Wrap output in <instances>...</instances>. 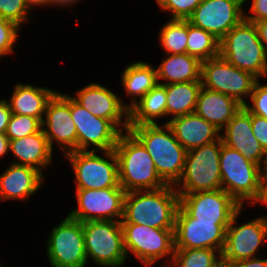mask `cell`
<instances>
[{"mask_svg":"<svg viewBox=\"0 0 267 267\" xmlns=\"http://www.w3.org/2000/svg\"><path fill=\"white\" fill-rule=\"evenodd\" d=\"M47 256L52 267H86L83 223L66 216L47 239Z\"/></svg>","mask_w":267,"mask_h":267,"instance_id":"cell-10","label":"cell"},{"mask_svg":"<svg viewBox=\"0 0 267 267\" xmlns=\"http://www.w3.org/2000/svg\"><path fill=\"white\" fill-rule=\"evenodd\" d=\"M42 129V121L32 116L12 114L5 131L9 140H16Z\"/></svg>","mask_w":267,"mask_h":267,"instance_id":"cell-33","label":"cell"},{"mask_svg":"<svg viewBox=\"0 0 267 267\" xmlns=\"http://www.w3.org/2000/svg\"><path fill=\"white\" fill-rule=\"evenodd\" d=\"M121 84L126 90L127 97L132 96V102L127 104V108L130 109L158 84L156 68L144 61L131 63L122 72Z\"/></svg>","mask_w":267,"mask_h":267,"instance_id":"cell-27","label":"cell"},{"mask_svg":"<svg viewBox=\"0 0 267 267\" xmlns=\"http://www.w3.org/2000/svg\"><path fill=\"white\" fill-rule=\"evenodd\" d=\"M160 29L159 42L165 54L187 53V19H169Z\"/></svg>","mask_w":267,"mask_h":267,"instance_id":"cell-32","label":"cell"},{"mask_svg":"<svg viewBox=\"0 0 267 267\" xmlns=\"http://www.w3.org/2000/svg\"><path fill=\"white\" fill-rule=\"evenodd\" d=\"M258 36L267 53V19L254 22Z\"/></svg>","mask_w":267,"mask_h":267,"instance_id":"cell-43","label":"cell"},{"mask_svg":"<svg viewBox=\"0 0 267 267\" xmlns=\"http://www.w3.org/2000/svg\"><path fill=\"white\" fill-rule=\"evenodd\" d=\"M222 144L220 137L212 143L187 151L182 176L174 185L178 194L222 189L219 161Z\"/></svg>","mask_w":267,"mask_h":267,"instance_id":"cell-5","label":"cell"},{"mask_svg":"<svg viewBox=\"0 0 267 267\" xmlns=\"http://www.w3.org/2000/svg\"><path fill=\"white\" fill-rule=\"evenodd\" d=\"M166 59L156 68L157 81L160 85L201 81V61L189 55L165 54ZM161 79L166 80L159 82Z\"/></svg>","mask_w":267,"mask_h":267,"instance_id":"cell-26","label":"cell"},{"mask_svg":"<svg viewBox=\"0 0 267 267\" xmlns=\"http://www.w3.org/2000/svg\"><path fill=\"white\" fill-rule=\"evenodd\" d=\"M87 260L101 267H121L127 260L120 221L83 222Z\"/></svg>","mask_w":267,"mask_h":267,"instance_id":"cell-7","label":"cell"},{"mask_svg":"<svg viewBox=\"0 0 267 267\" xmlns=\"http://www.w3.org/2000/svg\"><path fill=\"white\" fill-rule=\"evenodd\" d=\"M241 207L231 218L226 229L225 246L222 251V261L234 264L237 261L256 257L261 244L267 240V217L261 216L244 224L236 222ZM238 224V225H236Z\"/></svg>","mask_w":267,"mask_h":267,"instance_id":"cell-13","label":"cell"},{"mask_svg":"<svg viewBox=\"0 0 267 267\" xmlns=\"http://www.w3.org/2000/svg\"><path fill=\"white\" fill-rule=\"evenodd\" d=\"M222 189L242 207L256 197L262 167L246 160L237 150L224 144L220 151Z\"/></svg>","mask_w":267,"mask_h":267,"instance_id":"cell-8","label":"cell"},{"mask_svg":"<svg viewBox=\"0 0 267 267\" xmlns=\"http://www.w3.org/2000/svg\"><path fill=\"white\" fill-rule=\"evenodd\" d=\"M244 0H203L188 21L219 41L244 19Z\"/></svg>","mask_w":267,"mask_h":267,"instance_id":"cell-16","label":"cell"},{"mask_svg":"<svg viewBox=\"0 0 267 267\" xmlns=\"http://www.w3.org/2000/svg\"><path fill=\"white\" fill-rule=\"evenodd\" d=\"M180 207L192 218L205 222H230L242 207L223 189L179 194Z\"/></svg>","mask_w":267,"mask_h":267,"instance_id":"cell-18","label":"cell"},{"mask_svg":"<svg viewBox=\"0 0 267 267\" xmlns=\"http://www.w3.org/2000/svg\"><path fill=\"white\" fill-rule=\"evenodd\" d=\"M126 191L121 187L106 189H76L78 208L68 216L80 222L111 220L121 221L124 214Z\"/></svg>","mask_w":267,"mask_h":267,"instance_id":"cell-12","label":"cell"},{"mask_svg":"<svg viewBox=\"0 0 267 267\" xmlns=\"http://www.w3.org/2000/svg\"><path fill=\"white\" fill-rule=\"evenodd\" d=\"M44 176L34 167L11 163L0 174V200H29L43 185Z\"/></svg>","mask_w":267,"mask_h":267,"instance_id":"cell-21","label":"cell"},{"mask_svg":"<svg viewBox=\"0 0 267 267\" xmlns=\"http://www.w3.org/2000/svg\"><path fill=\"white\" fill-rule=\"evenodd\" d=\"M166 90V116L177 117L193 113L198 94L202 88L201 81L172 83L162 85Z\"/></svg>","mask_w":267,"mask_h":267,"instance_id":"cell-29","label":"cell"},{"mask_svg":"<svg viewBox=\"0 0 267 267\" xmlns=\"http://www.w3.org/2000/svg\"><path fill=\"white\" fill-rule=\"evenodd\" d=\"M251 105L245 103L243 105L251 114L267 119V84L261 85L259 80L253 87V92L250 95Z\"/></svg>","mask_w":267,"mask_h":267,"instance_id":"cell-37","label":"cell"},{"mask_svg":"<svg viewBox=\"0 0 267 267\" xmlns=\"http://www.w3.org/2000/svg\"><path fill=\"white\" fill-rule=\"evenodd\" d=\"M223 144L239 151L247 161L267 167V152L253 134L251 113L243 106L220 134Z\"/></svg>","mask_w":267,"mask_h":267,"instance_id":"cell-20","label":"cell"},{"mask_svg":"<svg viewBox=\"0 0 267 267\" xmlns=\"http://www.w3.org/2000/svg\"><path fill=\"white\" fill-rule=\"evenodd\" d=\"M30 10L25 0H0V18L15 23L20 28L30 18ZM29 16V17H28Z\"/></svg>","mask_w":267,"mask_h":267,"instance_id":"cell-34","label":"cell"},{"mask_svg":"<svg viewBox=\"0 0 267 267\" xmlns=\"http://www.w3.org/2000/svg\"><path fill=\"white\" fill-rule=\"evenodd\" d=\"M242 107L243 105L235 98L202 87L194 112L212 123L222 133L225 126Z\"/></svg>","mask_w":267,"mask_h":267,"instance_id":"cell-23","label":"cell"},{"mask_svg":"<svg viewBox=\"0 0 267 267\" xmlns=\"http://www.w3.org/2000/svg\"><path fill=\"white\" fill-rule=\"evenodd\" d=\"M71 151L65 154L73 168L76 189H106L120 186L118 160L114 150L103 151Z\"/></svg>","mask_w":267,"mask_h":267,"instance_id":"cell-9","label":"cell"},{"mask_svg":"<svg viewBox=\"0 0 267 267\" xmlns=\"http://www.w3.org/2000/svg\"><path fill=\"white\" fill-rule=\"evenodd\" d=\"M57 91L17 83L8 102L12 114L32 116L43 121L47 103Z\"/></svg>","mask_w":267,"mask_h":267,"instance_id":"cell-25","label":"cell"},{"mask_svg":"<svg viewBox=\"0 0 267 267\" xmlns=\"http://www.w3.org/2000/svg\"><path fill=\"white\" fill-rule=\"evenodd\" d=\"M251 123L254 136L267 152V119L251 114Z\"/></svg>","mask_w":267,"mask_h":267,"instance_id":"cell-38","label":"cell"},{"mask_svg":"<svg viewBox=\"0 0 267 267\" xmlns=\"http://www.w3.org/2000/svg\"><path fill=\"white\" fill-rule=\"evenodd\" d=\"M230 222H205L190 217L180 206L174 227L175 248H210L222 253Z\"/></svg>","mask_w":267,"mask_h":267,"instance_id":"cell-14","label":"cell"},{"mask_svg":"<svg viewBox=\"0 0 267 267\" xmlns=\"http://www.w3.org/2000/svg\"><path fill=\"white\" fill-rule=\"evenodd\" d=\"M113 150L118 160L119 183L126 192L168 185L158 175L148 151L129 130L120 133Z\"/></svg>","mask_w":267,"mask_h":267,"instance_id":"cell-2","label":"cell"},{"mask_svg":"<svg viewBox=\"0 0 267 267\" xmlns=\"http://www.w3.org/2000/svg\"><path fill=\"white\" fill-rule=\"evenodd\" d=\"M42 121V130L53 150V142H57L65 155L77 151V133L70 113V95L56 92L49 100Z\"/></svg>","mask_w":267,"mask_h":267,"instance_id":"cell-17","label":"cell"},{"mask_svg":"<svg viewBox=\"0 0 267 267\" xmlns=\"http://www.w3.org/2000/svg\"><path fill=\"white\" fill-rule=\"evenodd\" d=\"M258 80L252 73L231 65L220 56L201 63L202 87L231 96L242 105Z\"/></svg>","mask_w":267,"mask_h":267,"instance_id":"cell-11","label":"cell"},{"mask_svg":"<svg viewBox=\"0 0 267 267\" xmlns=\"http://www.w3.org/2000/svg\"><path fill=\"white\" fill-rule=\"evenodd\" d=\"M219 267H237L235 264L227 263L224 261H221Z\"/></svg>","mask_w":267,"mask_h":267,"instance_id":"cell-47","label":"cell"},{"mask_svg":"<svg viewBox=\"0 0 267 267\" xmlns=\"http://www.w3.org/2000/svg\"><path fill=\"white\" fill-rule=\"evenodd\" d=\"M10 140L5 134H0V158L9 152Z\"/></svg>","mask_w":267,"mask_h":267,"instance_id":"cell-44","label":"cell"},{"mask_svg":"<svg viewBox=\"0 0 267 267\" xmlns=\"http://www.w3.org/2000/svg\"><path fill=\"white\" fill-rule=\"evenodd\" d=\"M247 0H244L246 2ZM251 14H244V19L249 22H257L267 19V0H252L250 7Z\"/></svg>","mask_w":267,"mask_h":267,"instance_id":"cell-39","label":"cell"},{"mask_svg":"<svg viewBox=\"0 0 267 267\" xmlns=\"http://www.w3.org/2000/svg\"><path fill=\"white\" fill-rule=\"evenodd\" d=\"M11 115L7 99L0 100V134H5Z\"/></svg>","mask_w":267,"mask_h":267,"instance_id":"cell-41","label":"cell"},{"mask_svg":"<svg viewBox=\"0 0 267 267\" xmlns=\"http://www.w3.org/2000/svg\"><path fill=\"white\" fill-rule=\"evenodd\" d=\"M180 197L174 185L155 190L126 192L121 223H134L160 229H174Z\"/></svg>","mask_w":267,"mask_h":267,"instance_id":"cell-1","label":"cell"},{"mask_svg":"<svg viewBox=\"0 0 267 267\" xmlns=\"http://www.w3.org/2000/svg\"><path fill=\"white\" fill-rule=\"evenodd\" d=\"M9 151L18 162V165H27L36 168L43 174L42 168H47L52 162V152L47 138L41 129L32 135L10 140Z\"/></svg>","mask_w":267,"mask_h":267,"instance_id":"cell-24","label":"cell"},{"mask_svg":"<svg viewBox=\"0 0 267 267\" xmlns=\"http://www.w3.org/2000/svg\"><path fill=\"white\" fill-rule=\"evenodd\" d=\"M72 98L92 115L109 120L120 132L129 129L127 104L106 86L93 82L78 90Z\"/></svg>","mask_w":267,"mask_h":267,"instance_id":"cell-19","label":"cell"},{"mask_svg":"<svg viewBox=\"0 0 267 267\" xmlns=\"http://www.w3.org/2000/svg\"><path fill=\"white\" fill-rule=\"evenodd\" d=\"M145 147L154 161L158 175L175 185L181 178L187 150L177 141L167 124H143L128 129Z\"/></svg>","mask_w":267,"mask_h":267,"instance_id":"cell-3","label":"cell"},{"mask_svg":"<svg viewBox=\"0 0 267 267\" xmlns=\"http://www.w3.org/2000/svg\"><path fill=\"white\" fill-rule=\"evenodd\" d=\"M79 0H49V6L50 5H56V6H66L71 4L78 3Z\"/></svg>","mask_w":267,"mask_h":267,"instance_id":"cell-46","label":"cell"},{"mask_svg":"<svg viewBox=\"0 0 267 267\" xmlns=\"http://www.w3.org/2000/svg\"><path fill=\"white\" fill-rule=\"evenodd\" d=\"M203 0H156L159 7L170 11V19H188Z\"/></svg>","mask_w":267,"mask_h":267,"instance_id":"cell-35","label":"cell"},{"mask_svg":"<svg viewBox=\"0 0 267 267\" xmlns=\"http://www.w3.org/2000/svg\"><path fill=\"white\" fill-rule=\"evenodd\" d=\"M177 141L187 150L212 143L220 138L221 132L195 112L174 117L165 122Z\"/></svg>","mask_w":267,"mask_h":267,"instance_id":"cell-22","label":"cell"},{"mask_svg":"<svg viewBox=\"0 0 267 267\" xmlns=\"http://www.w3.org/2000/svg\"><path fill=\"white\" fill-rule=\"evenodd\" d=\"M187 53L201 62L219 56V40L187 19Z\"/></svg>","mask_w":267,"mask_h":267,"instance_id":"cell-31","label":"cell"},{"mask_svg":"<svg viewBox=\"0 0 267 267\" xmlns=\"http://www.w3.org/2000/svg\"><path fill=\"white\" fill-rule=\"evenodd\" d=\"M237 267H267V259L259 257L244 259L234 263Z\"/></svg>","mask_w":267,"mask_h":267,"instance_id":"cell-42","label":"cell"},{"mask_svg":"<svg viewBox=\"0 0 267 267\" xmlns=\"http://www.w3.org/2000/svg\"><path fill=\"white\" fill-rule=\"evenodd\" d=\"M256 203H262L267 206V167L261 171L258 192L256 197L251 201L252 205H256Z\"/></svg>","mask_w":267,"mask_h":267,"instance_id":"cell-40","label":"cell"},{"mask_svg":"<svg viewBox=\"0 0 267 267\" xmlns=\"http://www.w3.org/2000/svg\"><path fill=\"white\" fill-rule=\"evenodd\" d=\"M219 56L258 79L267 77V53L254 23L246 19L234 26L219 41Z\"/></svg>","mask_w":267,"mask_h":267,"instance_id":"cell-4","label":"cell"},{"mask_svg":"<svg viewBox=\"0 0 267 267\" xmlns=\"http://www.w3.org/2000/svg\"><path fill=\"white\" fill-rule=\"evenodd\" d=\"M217 251V252H216ZM222 254L210 248H175L172 262L161 267H219Z\"/></svg>","mask_w":267,"mask_h":267,"instance_id":"cell-30","label":"cell"},{"mask_svg":"<svg viewBox=\"0 0 267 267\" xmlns=\"http://www.w3.org/2000/svg\"><path fill=\"white\" fill-rule=\"evenodd\" d=\"M124 249L145 267H151L159 259L172 262L174 255V229L153 228L134 223H121ZM167 257V258H166ZM167 259V260H166Z\"/></svg>","mask_w":267,"mask_h":267,"instance_id":"cell-6","label":"cell"},{"mask_svg":"<svg viewBox=\"0 0 267 267\" xmlns=\"http://www.w3.org/2000/svg\"><path fill=\"white\" fill-rule=\"evenodd\" d=\"M25 3L30 11H32L33 6H44L49 5V0H25Z\"/></svg>","mask_w":267,"mask_h":267,"instance_id":"cell-45","label":"cell"},{"mask_svg":"<svg viewBox=\"0 0 267 267\" xmlns=\"http://www.w3.org/2000/svg\"><path fill=\"white\" fill-rule=\"evenodd\" d=\"M70 113L77 133V151H110L117 144L120 131L107 119L92 115L70 96Z\"/></svg>","mask_w":267,"mask_h":267,"instance_id":"cell-15","label":"cell"},{"mask_svg":"<svg viewBox=\"0 0 267 267\" xmlns=\"http://www.w3.org/2000/svg\"><path fill=\"white\" fill-rule=\"evenodd\" d=\"M20 29L15 23L0 18V58L14 53Z\"/></svg>","mask_w":267,"mask_h":267,"instance_id":"cell-36","label":"cell"},{"mask_svg":"<svg viewBox=\"0 0 267 267\" xmlns=\"http://www.w3.org/2000/svg\"><path fill=\"white\" fill-rule=\"evenodd\" d=\"M166 103V90L157 84L129 109V126L157 124L158 118L166 116Z\"/></svg>","mask_w":267,"mask_h":267,"instance_id":"cell-28","label":"cell"}]
</instances>
